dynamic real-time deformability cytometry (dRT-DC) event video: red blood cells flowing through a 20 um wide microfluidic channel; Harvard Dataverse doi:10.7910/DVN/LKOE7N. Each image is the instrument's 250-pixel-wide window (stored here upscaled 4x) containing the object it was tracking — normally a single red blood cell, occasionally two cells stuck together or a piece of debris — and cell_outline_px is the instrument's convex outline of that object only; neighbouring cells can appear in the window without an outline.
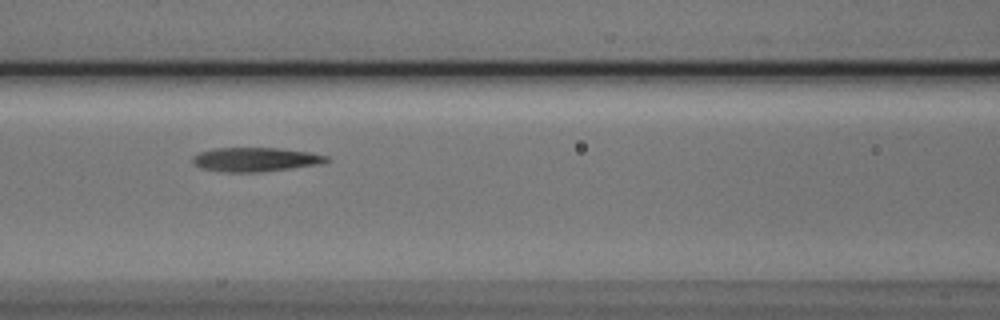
{"species": "Egyptian fruit bat (a non-hibernating species)", "species_latin": "Rousettus aegyptiacus", "temperature_condition": "cold", "stored_images_in_passage": 8, "camera_frame_rate_fps": 3000, "um_per_image_px": 0.085, "animal": {"sex": "male"}, "frame": {"image": 1, "passage_image": 3, "time_ms": 0.667, "image_size_px": [1000, 320], "cell_outline_px": [[328, 160], [320, 164], [256, 172], [224, 172], [204, 168], [196, 164], [192, 160], [192, 156], [200, 152], [216, 148], [276, 148], [308, 152], [328, 156]], "centroid_in_image_um": [21.69, 13.55], "position_along_channel_um": 144.9, "area_um2": 18.32}}
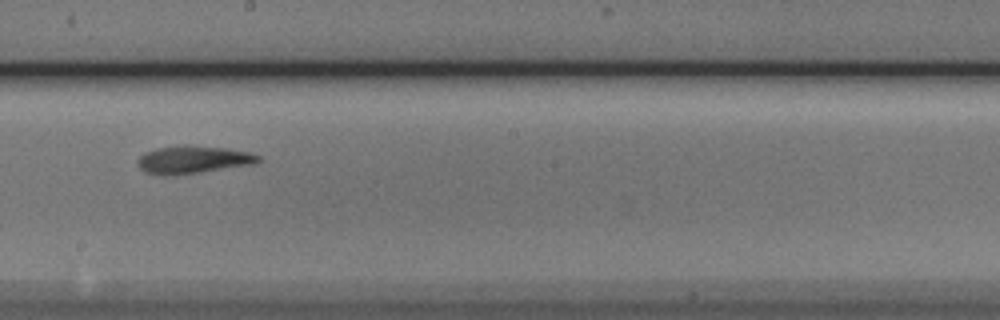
{"frame": {"image": 2, "passage_image": 5, "time_ms": 1.333, "image_size_px": [1000, 320], "cell_outline_px": [[260, 160], [256, 164], [168, 176], [164, 176], [144, 172], [136, 164], [136, 160], [144, 152], [156, 148], [184, 144], [188, 144], [224, 148], [248, 152], [260, 156]], "centroid_in_image_um": [16.35, 13.56], "position_along_channel_um": 231.8, "area_um2": 19.65}}
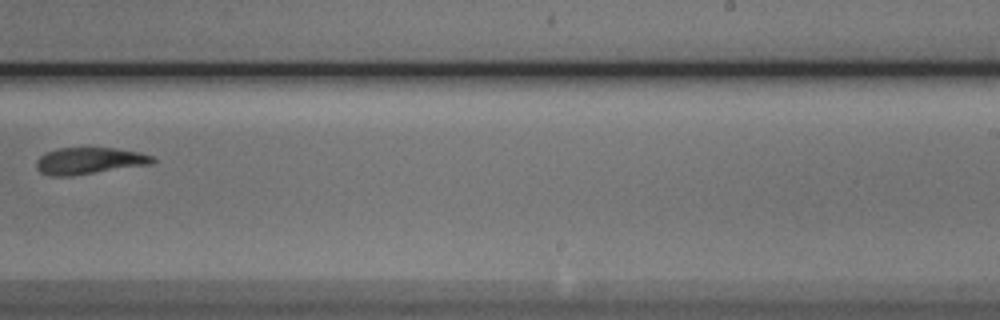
{"frame": {"image": 3, "passage_image": 6, "time_ms": 1.667, "image_size_px": [1000, 320], "cell_outline_px": [[156, 160], [152, 164], [72, 176], [48, 176], [40, 172], [36, 168], [36, 160], [44, 152], [56, 148], [84, 144], [116, 148], [140, 152], [156, 156]], "centroid_in_image_um": [7.58, 13.61], "position_along_channel_um": 281.4, "area_um2": 19.31}}